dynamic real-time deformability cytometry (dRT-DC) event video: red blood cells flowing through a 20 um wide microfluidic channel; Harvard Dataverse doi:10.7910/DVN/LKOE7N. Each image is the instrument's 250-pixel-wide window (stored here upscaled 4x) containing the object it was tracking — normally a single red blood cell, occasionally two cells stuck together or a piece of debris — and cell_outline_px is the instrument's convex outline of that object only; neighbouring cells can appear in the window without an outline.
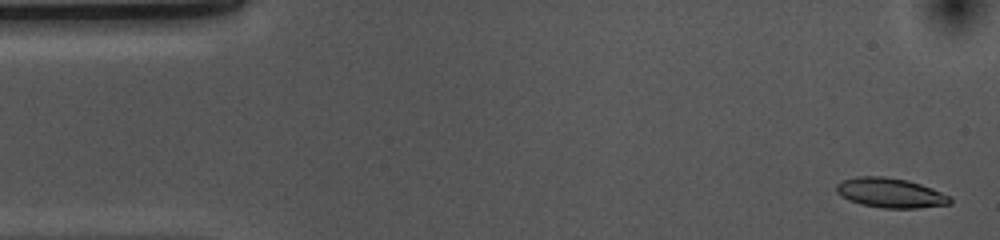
{"species": "common noctule bat (a hibernating species)", "species_latin": "Nyctalus noctula", "temperature_condition": "cold", "stored_images_in_passage": 53, "camera_frame_rate_fps": 3000, "um_per_image_px": 0.085, "animal": {"sex": "female", "body_mass_g": 10.0, "forearm_length_mm": 53.1}, "frame": {"image": 1, "passage_image": 2, "time_ms": 0.333, "image_size_px": [1000, 240], "cell_outline_px": [[952, 204], [916, 208], [884, 208], [860, 204], [848, 200], [840, 196], [836, 192], [836, 184], [840, 180], [856, 176], [884, 176], [908, 180], [932, 188], [952, 196]], "centroid_in_image_um": [75.67, 16.39], "position_along_channel_um": 9.3, "area_um2": 20.0}}
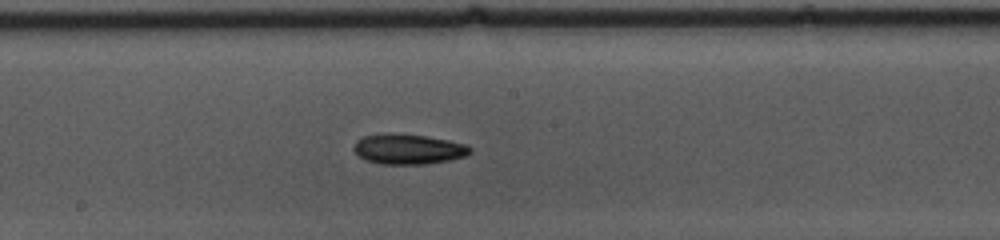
{"frame": {"image": 2, "passage_image": 27, "time_ms": 8.667, "image_size_px": [1000, 240], "cell_outline_px": [[472, 152], [464, 156], [448, 160], [424, 164], [380, 164], [364, 160], [352, 148], [356, 140], [364, 136], [384, 132], [388, 132], [424, 136], [448, 140], [468, 144], [472, 148]], "centroid_in_image_um": [34.68, 12.66], "position_along_channel_um": 213.5, "area_um2": 20.63}}
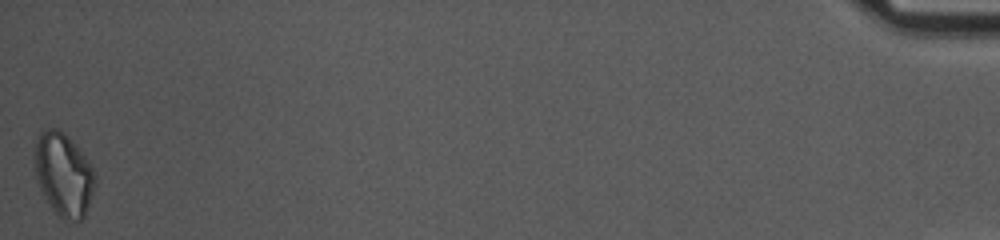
{"frame": {"image": 3, "passage_image": 53, "time_ms": 17.333, "image_size_px": [1000, 240], "cell_outline_px": [[96, 184], [84, 216], [80, 220], [64, 220], [52, 208], [44, 196], [40, 188], [36, 176], [32, 148], [36, 136], [44, 128], [56, 128], [64, 132], [68, 136], [88, 160], [96, 176]], "centroid_in_image_um": [5.37, 14.77], "position_along_channel_um": 429.8, "area_um2": 29.48}, "authors_computed_cell_mechanics": {"area_um2": 19.941, "velocity_mm_per_s": 3.685, "shape_relaxation_time_tau1_ms": 2.9382, "shape_relaxation_time_tau2_ms": 10.9579, "deformation_change_tau1": 0.1088, "deformation_change_tau2": 0.183}}